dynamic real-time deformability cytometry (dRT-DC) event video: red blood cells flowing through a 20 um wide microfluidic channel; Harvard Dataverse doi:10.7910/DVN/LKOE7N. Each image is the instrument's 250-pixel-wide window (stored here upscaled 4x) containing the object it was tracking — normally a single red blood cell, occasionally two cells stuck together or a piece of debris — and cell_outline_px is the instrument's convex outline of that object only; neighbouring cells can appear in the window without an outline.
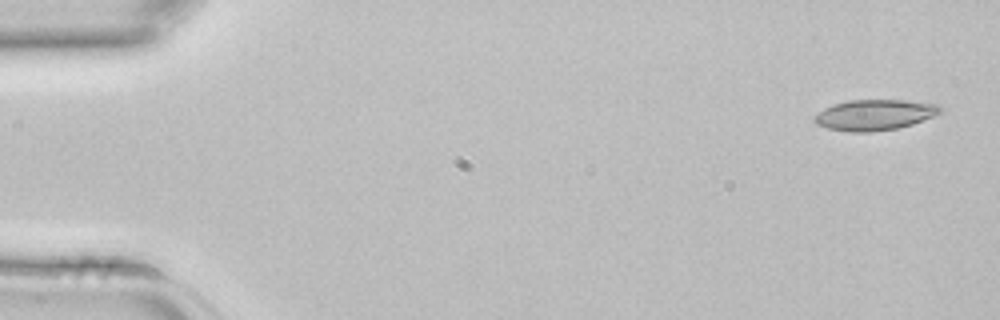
{"species": "common noctule bat (a hibernating species)", "species_latin": "Nyctalus noctula", "temperature_condition": "room temperature", "stored_images_in_passage": 3, "camera_frame_rate_fps": 3000, "um_per_image_px": 0.085, "animal": {"sex": "female", "body_mass_g": 22.7, "forearm_length_mm": 54.2}, "frame": {"image": 1, "passage_image": 1, "time_ms": 0.0, "image_size_px": [1000, 320], "cell_outline_px": [[940, 112], [932, 116], [912, 124], [896, 128], [872, 132], [848, 132], [828, 128], [816, 124], [812, 120], [812, 116], [824, 108], [832, 104], [848, 100], [908, 100], [936, 104], [940, 108]], "centroid_in_image_um": [74.25, 9.76], "position_along_channel_um": 10.7, "area_um2": 22.48}}
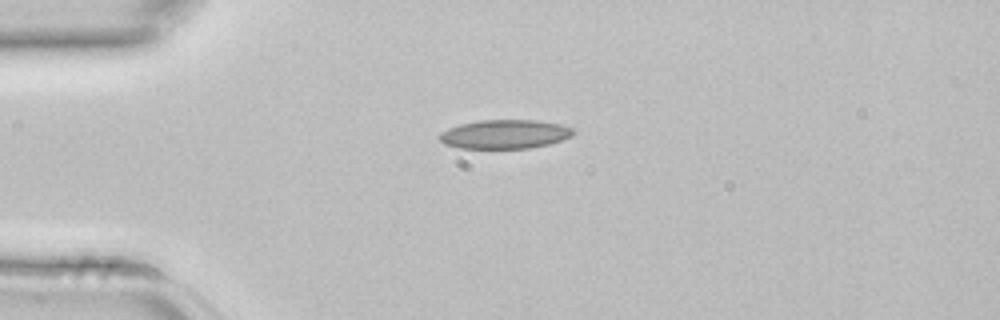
{"frame": {"image": 2, "passage_image": 3, "time_ms": 0.667, "image_size_px": [1000, 320], "cell_outline_px": [[576, 132], [572, 136], [548, 144], [528, 148], [460, 148], [444, 144], [440, 140], [440, 132], [460, 124], [480, 120], [536, 120], [560, 124], [572, 128]], "centroid_in_image_um": [42.91, 11.4], "position_along_channel_um": 42.1, "area_um2": 22.43}}